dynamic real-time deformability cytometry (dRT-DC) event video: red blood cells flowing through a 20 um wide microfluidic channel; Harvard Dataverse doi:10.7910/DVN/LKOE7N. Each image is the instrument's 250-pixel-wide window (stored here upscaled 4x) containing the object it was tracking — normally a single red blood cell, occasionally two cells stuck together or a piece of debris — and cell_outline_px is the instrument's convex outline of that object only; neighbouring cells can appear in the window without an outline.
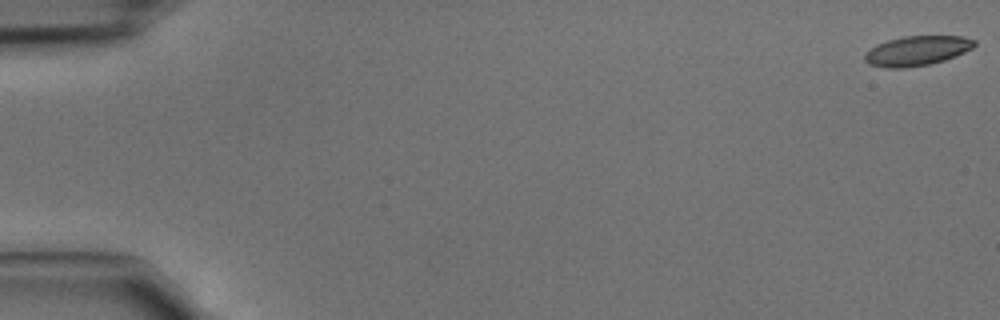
{"species": "common noctule bat (a hibernating species)", "species_latin": "Nyctalus noctula", "temperature_condition": "cold", "stored_images_in_passage": 13, "camera_frame_rate_fps": 3000, "um_per_image_px": 0.085, "animal": {"sex": "male", "body_mass_g": 15.6}, "frame": {"image": 1, "passage_image": 1, "time_ms": 0.0, "image_size_px": [1000, 320], "cell_outline_px": [[976, 44], [972, 48], [956, 56], [944, 60], [928, 64], [904, 68], [884, 68], [868, 64], [864, 60], [864, 52], [876, 44], [888, 40], [904, 36], [964, 36], [976, 40]], "centroid_in_image_um": [77.91, 4.31], "position_along_channel_um": 7.1, "area_um2": 19.13}}
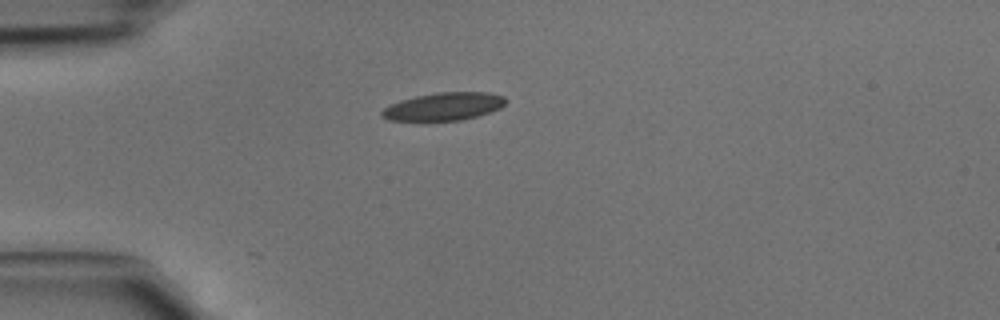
{"frame": {"image": 2, "passage_image": 13, "time_ms": 4.0, "image_size_px": [1000, 320], "cell_outline_px": [[508, 100], [500, 108], [492, 112], [460, 120], [388, 120], [380, 116], [380, 112], [388, 104], [400, 100], [416, 96], [436, 92], [488, 92], [504, 96]], "centroid_in_image_um": [37.72, 9.04], "position_along_channel_um": 47.3, "area_um2": 20.17}}